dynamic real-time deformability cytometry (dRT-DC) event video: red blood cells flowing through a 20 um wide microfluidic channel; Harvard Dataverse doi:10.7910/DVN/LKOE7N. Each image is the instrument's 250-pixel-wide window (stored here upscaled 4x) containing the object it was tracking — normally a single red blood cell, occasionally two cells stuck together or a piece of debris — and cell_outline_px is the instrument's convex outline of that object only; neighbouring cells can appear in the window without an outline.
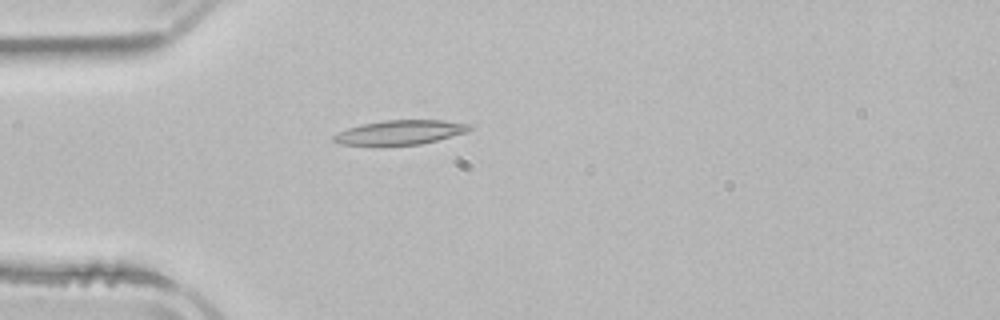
{"species": "common noctule bat (a hibernating species)", "species_latin": "Nyctalus noctula", "temperature_condition": "room temperature", "stored_images_in_passage": 3, "camera_frame_rate_fps": 3000, "um_per_image_px": 0.085, "animal": {"sex": "male", "body_mass_g": 21.5, "forearm_length_mm": 52.0}, "frame": {"image": 1, "passage_image": 3, "time_ms": 4.0, "image_size_px": [1000, 320], "cell_outline_px": [[472, 128], [468, 132], [420, 144], [380, 148], [340, 144], [332, 140], [332, 136], [348, 128], [360, 124], [384, 120], [440, 120], [472, 124]], "centroid_in_image_um": [33.95, 11.29], "position_along_channel_um": 51.1, "area_um2": 20.11}}